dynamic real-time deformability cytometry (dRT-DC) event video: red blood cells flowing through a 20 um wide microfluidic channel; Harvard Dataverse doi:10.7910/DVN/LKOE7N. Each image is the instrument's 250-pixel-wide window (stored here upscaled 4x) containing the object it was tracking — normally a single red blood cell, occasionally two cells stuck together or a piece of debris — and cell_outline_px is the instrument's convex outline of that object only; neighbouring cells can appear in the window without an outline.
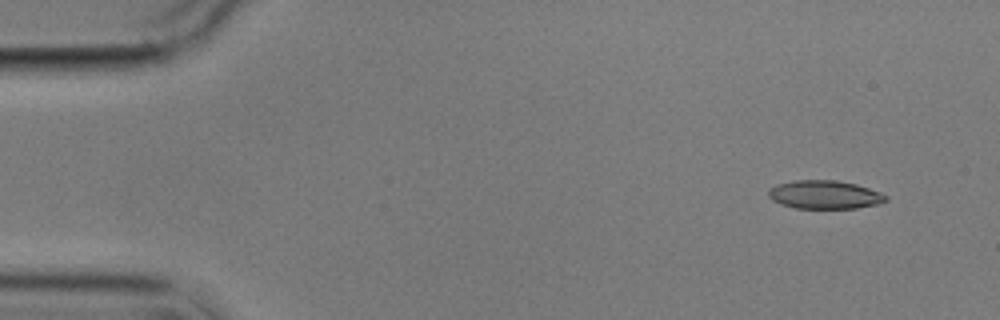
{"species": "common noctule bat (a hibernating species)", "species_latin": "Nyctalus noctula", "temperature_condition": "cold", "stored_images_in_passage": 4, "camera_frame_rate_fps": 3000, "um_per_image_px": 0.085, "animal": {"sex": "male", "body_mass_g": 17.9}, "frame": {"image": 1, "passage_image": 1, "time_ms": 0.0, "image_size_px": [1000, 320], "cell_outline_px": [[888, 200], [880, 204], [856, 208], [796, 208], [780, 204], [772, 200], [768, 196], [768, 188], [776, 184], [792, 180], [836, 180], [856, 184], [880, 192], [888, 196]], "centroid_in_image_um": [70.08, 16.54], "position_along_channel_um": 14.9, "area_um2": 19.65}}
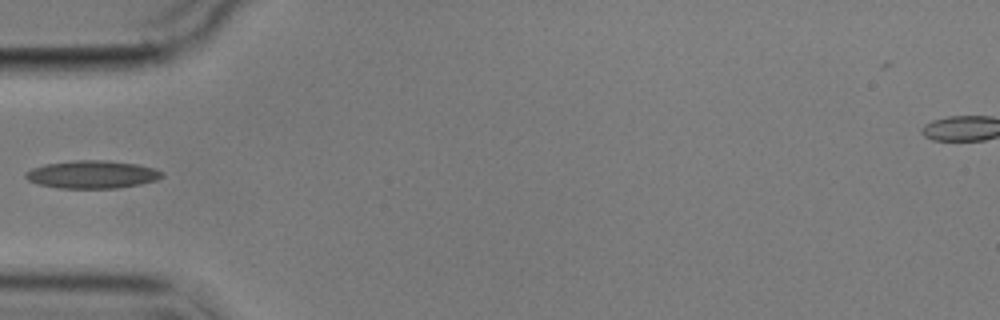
{"frame": {"image": 2, "passage_image": 4, "time_ms": 4.667, "image_size_px": [1000, 320], "cell_outline_px": [[164, 176], [156, 180], [140, 184], [116, 188], [60, 188], [40, 184], [28, 180], [24, 176], [32, 168], [44, 164], [76, 160], [104, 160], [136, 164], [152, 168], [164, 172]], "centroid_in_image_um": [7.85, 14.83], "position_along_channel_um": 77.2, "area_um2": 21.91}}